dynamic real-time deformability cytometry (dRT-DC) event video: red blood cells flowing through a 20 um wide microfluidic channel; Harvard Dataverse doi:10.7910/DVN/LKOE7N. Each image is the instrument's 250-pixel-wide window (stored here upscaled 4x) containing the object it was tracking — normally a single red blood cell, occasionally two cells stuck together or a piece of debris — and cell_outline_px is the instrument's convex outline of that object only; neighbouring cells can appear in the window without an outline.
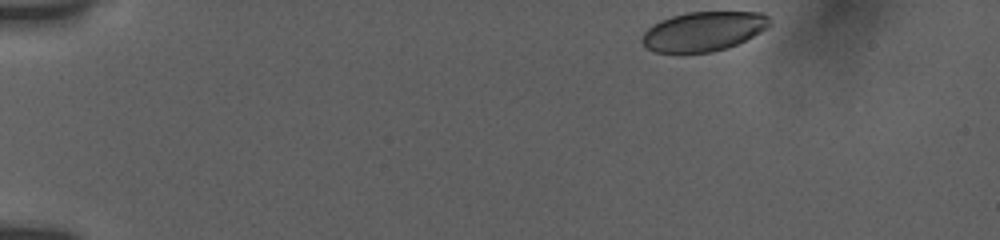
{"species": "human", "species_latin": "Homo sapiens", "temperature_condition": "room temperature", "stored_images_in_passage": 36, "camera_frame_rate_fps": 3000, "um_per_image_px": 0.085, "donor": {"sex": "female"}, "frame": {"image": 1, "passage_image": 1, "time_ms": 0.0, "image_size_px": [1000, 240], "cell_outline_px": [[772, 24], [768, 28], [728, 48], [712, 52], [656, 52], [648, 48], [640, 40], [644, 32], [648, 28], [660, 20], [672, 16], [688, 12], [760, 12], [768, 16]], "centroid_in_image_um": [59.81, 2.65], "position_along_channel_um": 25.2, "area_um2": 29.19}}
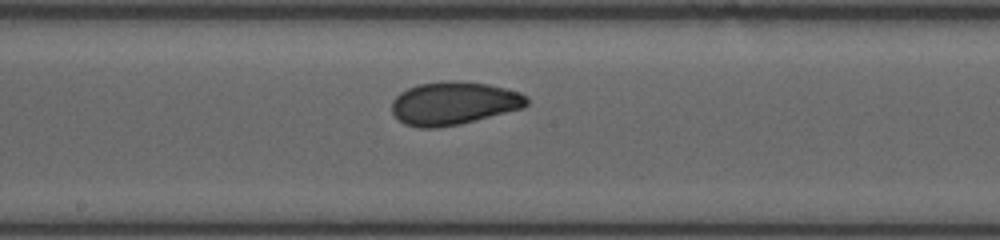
{"frame": {"image": 2, "passage_image": 20, "time_ms": 7.667, "image_size_px": [1000, 240], "cell_outline_px": [[528, 104], [524, 108], [460, 124], [436, 128], [420, 128], [404, 124], [392, 112], [392, 100], [400, 92], [408, 88], [420, 84], [448, 80], [488, 84], [520, 92], [528, 96]], "centroid_in_image_um": [38.58, 8.78], "position_along_channel_um": 209.6, "area_um2": 33.87}}
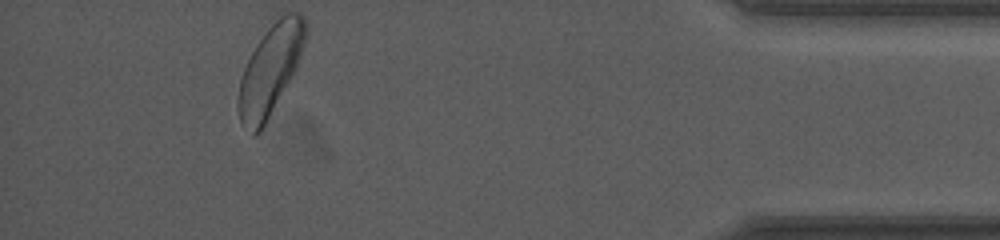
{"frame": {"image": 3, "passage_image": 36, "time_ms": 14.333, "image_size_px": [1000, 240], "cell_outline_px": [[308, 24], [304, 44], [296, 68], [260, 132], [256, 136], [252, 136], [240, 124], [236, 108], [236, 100], [240, 80], [244, 68], [256, 44], [268, 28], [280, 16], [288, 12], [300, 12], [304, 16]], "centroid_in_image_um": [22.94, 5.98], "position_along_channel_um": 412.3, "area_um2": 35.2}, "authors_computed_cell_mechanics": {"area_um2": 32.9171, "velocity_mm_per_s": 3.7551, "shape_relaxation_time_tau1_ms": 4.1616, "shape_relaxation_time_tau2_ms": 1.0964, "deformation_change_tau1": 0.1265, "deformation_change_tau2": 0.057}}